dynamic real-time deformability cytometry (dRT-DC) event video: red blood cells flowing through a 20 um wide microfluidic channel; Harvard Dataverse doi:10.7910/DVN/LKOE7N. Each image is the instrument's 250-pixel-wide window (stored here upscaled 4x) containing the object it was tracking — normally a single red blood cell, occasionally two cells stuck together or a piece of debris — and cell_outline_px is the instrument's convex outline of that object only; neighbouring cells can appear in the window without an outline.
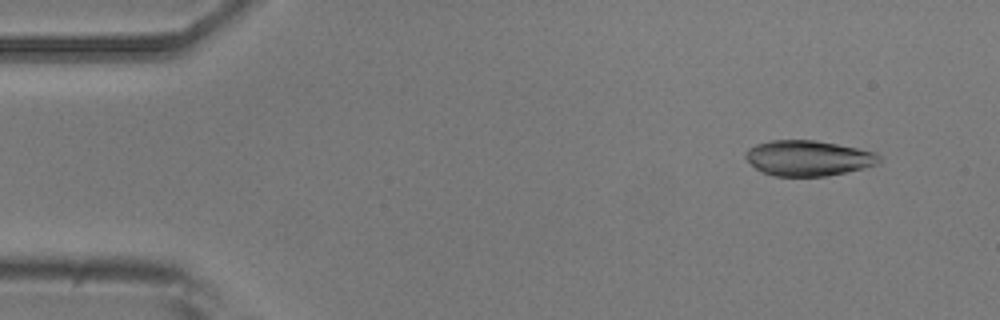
{"species": "common noctule bat (a hibernating species)", "species_latin": "Nyctalus noctula", "temperature_condition": "room temperature", "stored_images_in_passage": 6, "camera_frame_rate_fps": 3000, "um_per_image_px": 0.085, "animal": {"sex": "male", "body_mass_g": 20.5, "forearm_length_mm": 52.5}, "frame": {"image": 1, "passage_image": 6, "time_ms": 6.0, "image_size_px": [1000, 320], "cell_outline_px": [[880, 164], [864, 168], [828, 176], [776, 176], [764, 172], [756, 168], [744, 156], [744, 152], [748, 148], [756, 144], [772, 140], [816, 140], [876, 152], [880, 156]], "centroid_in_image_um": [68.72, 13.44], "position_along_channel_um": 16.3, "area_um2": 27.57}}